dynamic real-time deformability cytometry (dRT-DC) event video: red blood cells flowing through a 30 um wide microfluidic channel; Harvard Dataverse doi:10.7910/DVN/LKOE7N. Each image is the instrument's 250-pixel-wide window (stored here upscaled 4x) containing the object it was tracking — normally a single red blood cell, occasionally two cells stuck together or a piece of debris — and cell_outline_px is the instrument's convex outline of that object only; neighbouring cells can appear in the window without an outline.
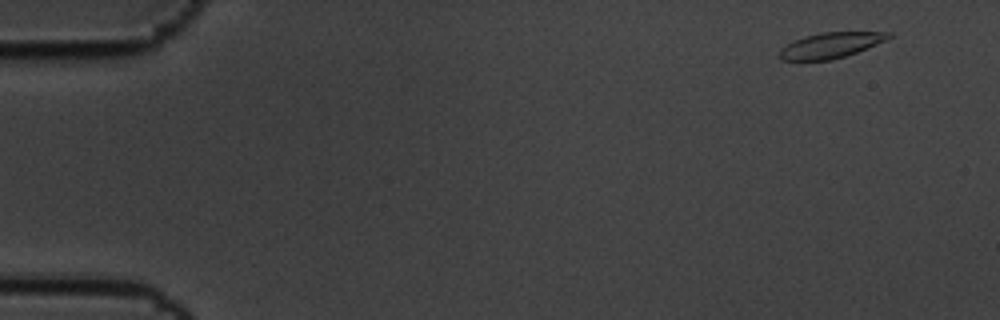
{"species": "common noctule bat (a hibernating species)", "species_latin": "Nyctalus noctula", "temperature_condition": "cold", "stored_images_in_passage": 4, "camera_frame_rate_fps": 3000, "um_per_image_px": 0.085, "animal": {"sex": "male", "body_mass_g": 19.5, "forearm_length_mm": 54.6}, "frame": {"image": 1, "passage_image": 1, "time_ms": 0.0, "image_size_px": [1000, 320], "cell_outline_px": [[892, 36], [884, 40], [856, 52], [844, 56], [828, 60], [780, 60], [780, 48], [792, 40], [804, 36], [820, 32], [892, 32]], "centroid_in_image_um": [70.54, 3.83], "position_along_channel_um": 14.5, "area_um2": 16.01}}